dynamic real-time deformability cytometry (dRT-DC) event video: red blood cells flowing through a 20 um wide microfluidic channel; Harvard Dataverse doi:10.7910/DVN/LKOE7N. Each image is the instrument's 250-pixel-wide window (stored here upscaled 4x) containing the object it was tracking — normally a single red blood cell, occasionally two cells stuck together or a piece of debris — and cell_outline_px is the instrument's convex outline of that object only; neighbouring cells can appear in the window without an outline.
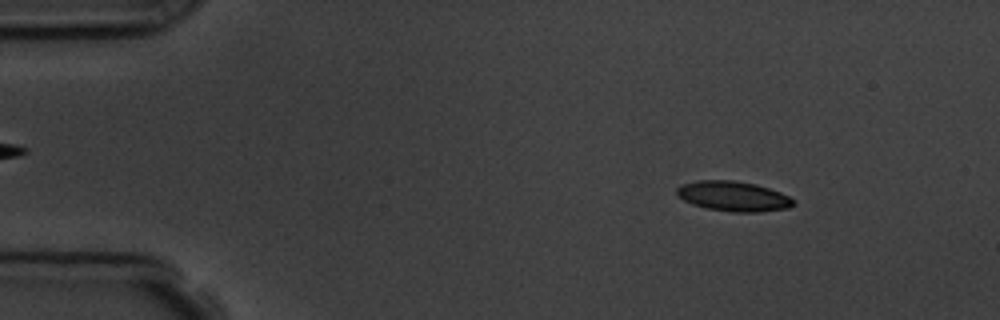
{"species": "common noctule bat (a hibernating species)", "species_latin": "Nyctalus noctula", "temperature_condition": "room temperature", "stored_images_in_passage": 5, "camera_frame_rate_fps": 3000, "um_per_image_px": 0.085, "animal": {"sex": "male", "body_mass_g": 19.5, "forearm_length_mm": 54.6}, "frame": {"image": 1, "passage_image": 2, "time_ms": 1.333, "image_size_px": [1000, 320], "cell_outline_px": [[796, 204], [788, 208], [760, 212], [732, 212], [708, 208], [692, 204], [684, 200], [676, 192], [676, 188], [680, 184], [700, 180], [732, 180], [756, 184], [780, 192], [796, 200]], "centroid_in_image_um": [62.36, 16.68], "position_along_channel_um": 22.6, "area_um2": 20.4}}